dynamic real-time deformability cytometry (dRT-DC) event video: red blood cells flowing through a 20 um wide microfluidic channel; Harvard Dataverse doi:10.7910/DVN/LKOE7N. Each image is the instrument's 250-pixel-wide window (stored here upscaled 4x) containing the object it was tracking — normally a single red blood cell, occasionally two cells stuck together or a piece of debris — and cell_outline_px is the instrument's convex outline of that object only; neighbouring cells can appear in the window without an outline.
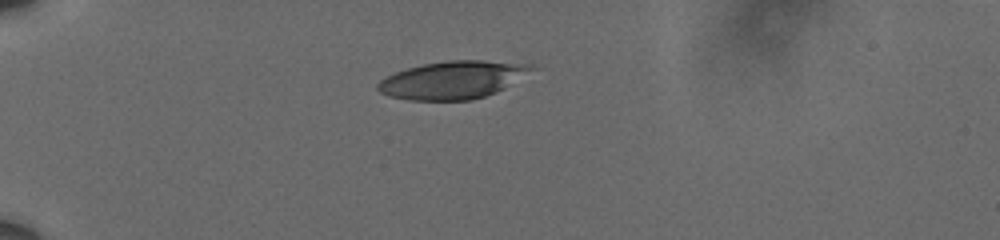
{"species": "human", "species_latin": "Homo sapiens", "temperature_condition": "cold", "stored_images_in_passage": 36, "camera_frame_rate_fps": 3000, "um_per_image_px": 0.085, "donor": {"sex": "male"}, "frame": {"image": 1, "passage_image": 1, "time_ms": 0.0, "image_size_px": [1000, 240], "cell_outline_px": [[540, 68], [504, 88], [496, 92], [472, 100], [408, 100], [388, 96], [380, 92], [376, 88], [376, 84], [380, 80], [396, 72], [408, 68], [424, 64], [448, 60], [484, 60], [532, 64]], "centroid_in_image_um": [38.54, 6.79], "position_along_channel_um": 46.5, "area_um2": 34.04}}
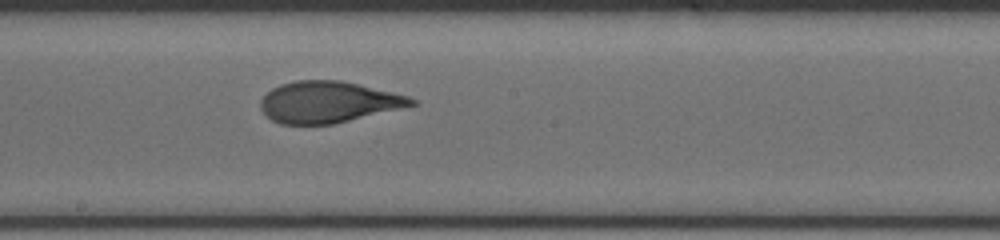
{"frame": {"image": 2, "passage_image": 16, "time_ms": 5.0, "image_size_px": [1000, 240], "cell_outline_px": [[420, 104], [332, 124], [280, 124], [272, 120], [260, 108], [260, 100], [272, 88], [280, 84], [296, 80], [340, 80], [408, 96], [416, 100]], "centroid_in_image_um": [27.9, 8.67], "position_along_channel_um": 220.3, "area_um2": 36.13}}
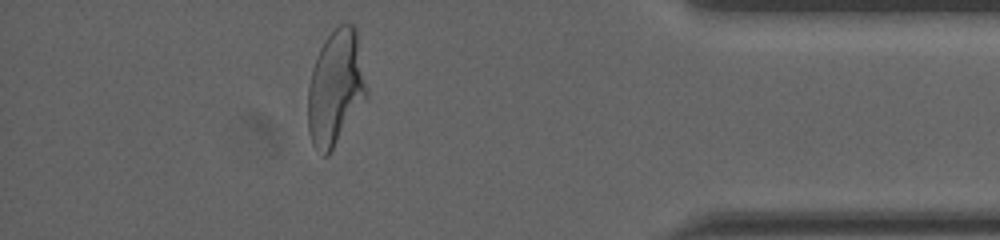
{"frame": {"image": 3, "passage_image": 31, "time_ms": 10.0, "image_size_px": [1000, 240], "cell_outline_px": [[368, 96], [328, 156], [324, 156], [312, 144], [308, 132], [308, 84], [312, 68], [316, 56], [324, 40], [340, 24], [352, 24], [356, 28], [368, 92]], "centroid_in_image_um": [28.52, 7.48], "position_along_channel_um": 406.7, "area_um2": 39.42}, "authors_computed_cell_mechanics": {"area_um2": 36.9631, "velocity_mm_per_s": 3.6644, "shape_relaxation_time_tau1_ms": 3.3884, "shape_relaxation_time_tau2_ms": 0.9208, "deformation_change_tau1": 0.1826, "deformation_change_tau2": 0.0796}}